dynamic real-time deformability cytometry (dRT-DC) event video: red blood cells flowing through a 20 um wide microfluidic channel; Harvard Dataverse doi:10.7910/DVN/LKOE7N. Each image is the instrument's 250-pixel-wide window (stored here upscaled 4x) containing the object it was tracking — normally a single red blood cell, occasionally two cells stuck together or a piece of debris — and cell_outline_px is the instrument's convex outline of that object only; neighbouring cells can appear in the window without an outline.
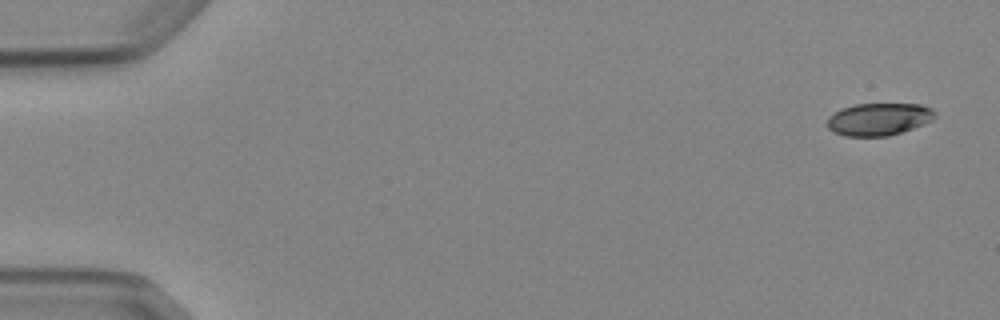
{"species": "Egyptian fruit bat (a non-hibernating species)", "species_latin": "Rousettus aegyptiacus", "temperature_condition": "cold", "stored_images_in_passage": 5, "camera_frame_rate_fps": 3000, "um_per_image_px": 0.085, "animal": {"sex": "female"}, "frame": {"image": 1, "passage_image": 1, "time_ms": 0.0, "image_size_px": [1000, 320], "cell_outline_px": [[936, 116], [932, 120], [924, 124], [888, 136], [844, 136], [832, 132], [828, 128], [828, 116], [840, 108], [856, 104], [920, 104], [932, 108], [936, 112]], "centroid_in_image_um": [74.68, 10.12], "position_along_channel_um": 10.3, "area_um2": 20.46}}
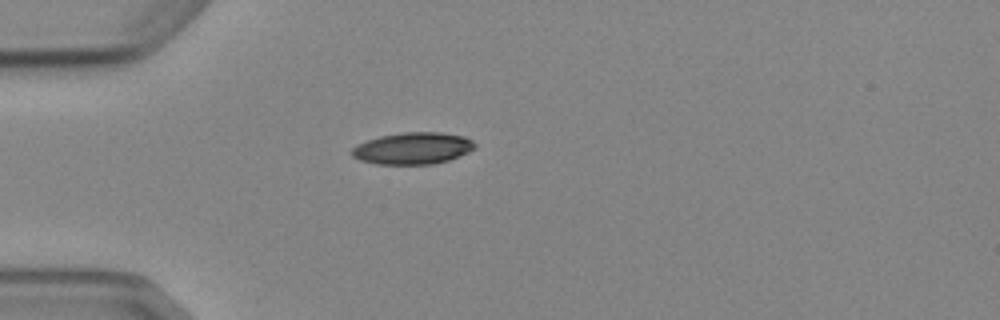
{"frame": {"image": 2, "passage_image": 4, "time_ms": 4.333, "image_size_px": [1000, 320], "cell_outline_px": [[476, 148], [468, 152], [448, 160], [432, 164], [376, 164], [360, 160], [352, 156], [352, 148], [356, 144], [380, 136], [404, 132], [440, 132], [464, 136], [472, 140], [476, 144]], "centroid_in_image_um": [35.09, 12.6], "position_along_channel_um": 49.9, "area_um2": 22.77}}